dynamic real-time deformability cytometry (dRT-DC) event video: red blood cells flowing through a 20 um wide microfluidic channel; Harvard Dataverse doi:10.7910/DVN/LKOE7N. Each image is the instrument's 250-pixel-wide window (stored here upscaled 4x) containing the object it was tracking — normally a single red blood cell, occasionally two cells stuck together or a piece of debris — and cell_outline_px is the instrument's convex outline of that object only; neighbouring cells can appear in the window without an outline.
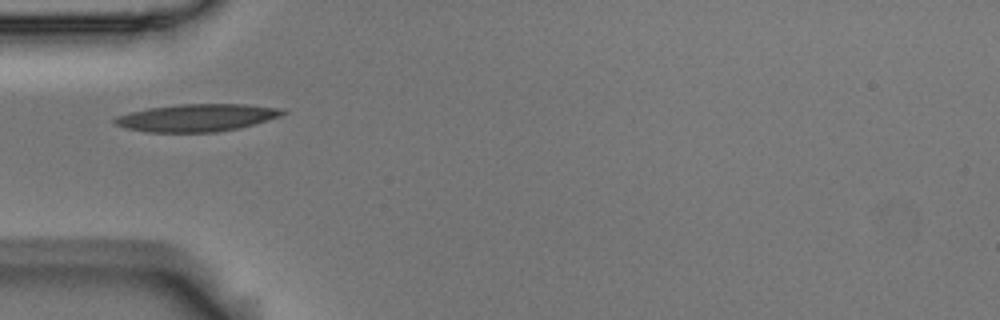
{"species": "Egyptian fruit bat (a non-hibernating species)", "species_latin": "Rousettus aegyptiacus", "temperature_condition": "room temperature", "stored_images_in_passage": 1, "camera_frame_rate_fps": 3000, "um_per_image_px": 0.085, "animal": {"sex": "male"}, "frame": {"image": 1, "passage_image": 1, "time_ms": 0.0, "image_size_px": [1000, 320], "cell_outline_px": [[288, 112], [280, 116], [252, 124], [236, 128], [216, 132], [148, 132], [128, 128], [116, 124], [112, 120], [116, 116], [148, 108], [180, 104], [244, 104], [280, 108]], "centroid_in_image_um": [16.72, 10.0], "position_along_channel_um": 68.3, "area_um2": 26.47}}